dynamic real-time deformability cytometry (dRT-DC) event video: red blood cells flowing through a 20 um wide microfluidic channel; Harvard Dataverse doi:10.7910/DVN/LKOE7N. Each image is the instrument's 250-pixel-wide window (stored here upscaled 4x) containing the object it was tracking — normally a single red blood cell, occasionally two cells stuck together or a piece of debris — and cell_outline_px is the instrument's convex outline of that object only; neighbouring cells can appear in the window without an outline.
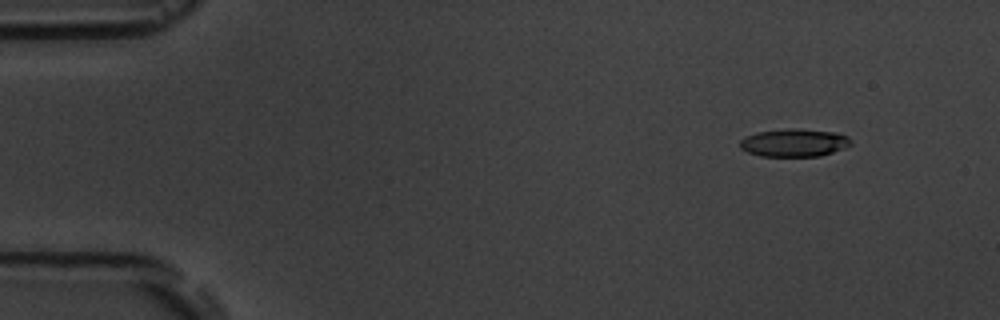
{"species": "common noctule bat (a hibernating species)", "species_latin": "Nyctalus noctula", "temperature_condition": "room temperature", "stored_images_in_passage": 5, "camera_frame_rate_fps": 3000, "um_per_image_px": 0.085, "animal": {"sex": "male", "body_mass_g": 19.5, "forearm_length_mm": 54.6}, "frame": {"image": 1, "passage_image": 1, "time_ms": 0.0, "image_size_px": [1000, 320], "cell_outline_px": [[852, 144], [844, 148], [820, 156], [760, 156], [748, 152], [740, 148], [740, 140], [744, 136], [756, 132], [788, 128], [796, 128], [836, 132], [848, 136], [852, 140]], "centroid_in_image_um": [67.5, 12.12], "position_along_channel_um": 17.5, "area_um2": 18.21}}
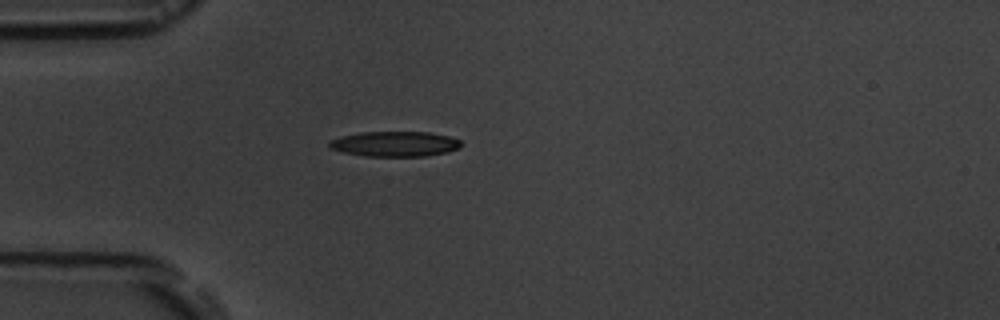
{"frame": {"image": 2, "passage_image": 4, "time_ms": 3.333, "image_size_px": [1000, 320], "cell_outline_px": [[464, 144], [460, 148], [448, 152], [424, 156], [364, 156], [344, 152], [328, 148], [328, 144], [332, 140], [340, 136], [360, 132], [428, 132], [448, 136], [460, 140]], "centroid_in_image_um": [33.58, 12.23], "position_along_channel_um": 51.4, "area_um2": 19.42}}